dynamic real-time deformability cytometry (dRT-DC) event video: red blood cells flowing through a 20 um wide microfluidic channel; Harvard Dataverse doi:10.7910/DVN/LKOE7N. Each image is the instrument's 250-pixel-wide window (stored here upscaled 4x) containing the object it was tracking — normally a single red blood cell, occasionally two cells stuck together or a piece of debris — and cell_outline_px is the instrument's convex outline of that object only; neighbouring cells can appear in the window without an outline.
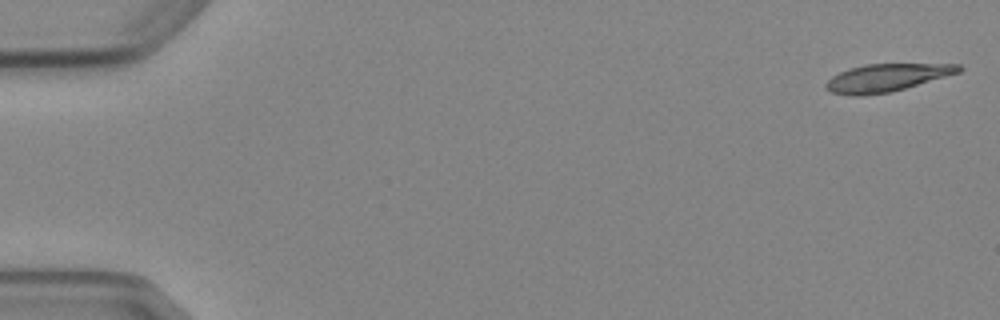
{"species": "Egyptian fruit bat (a non-hibernating species)", "species_latin": "Rousettus aegyptiacus", "temperature_condition": "cold", "stored_images_in_passage": 7, "camera_frame_rate_fps": 3000, "um_per_image_px": 0.085, "animal": {"sex": "female"}, "frame": {"image": 1, "passage_image": 1, "time_ms": 0.0, "image_size_px": [1000, 320], "cell_outline_px": [[964, 68], [960, 72], [904, 88], [888, 92], [860, 96], [852, 96], [832, 92], [824, 88], [824, 84], [832, 76], [848, 68], [864, 64], [960, 64]], "centroid_in_image_um": [75.33, 6.6], "position_along_channel_um": 9.7, "area_um2": 21.27}}
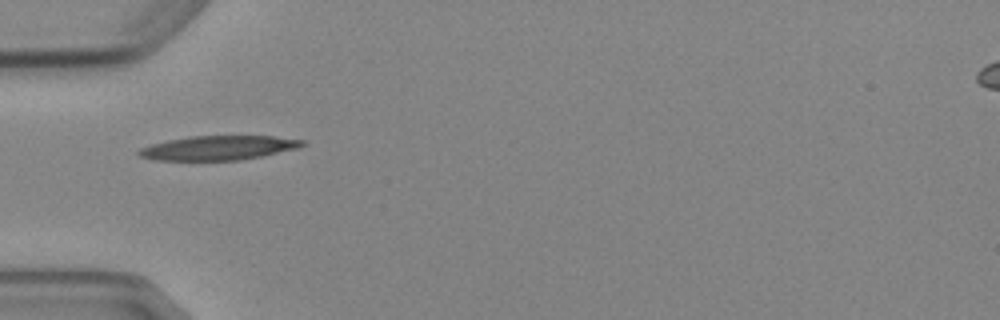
{"frame": {"image": 2, "passage_image": 5, "time_ms": 5.333, "image_size_px": [1000, 320], "cell_outline_px": [[304, 144], [300, 148], [240, 160], [152, 160], [140, 156], [136, 152], [140, 148], [152, 144], [168, 140], [188, 136], [272, 136], [304, 140]], "centroid_in_image_um": [18.54, 12.57], "position_along_channel_um": 66.5, "area_um2": 23.06}}
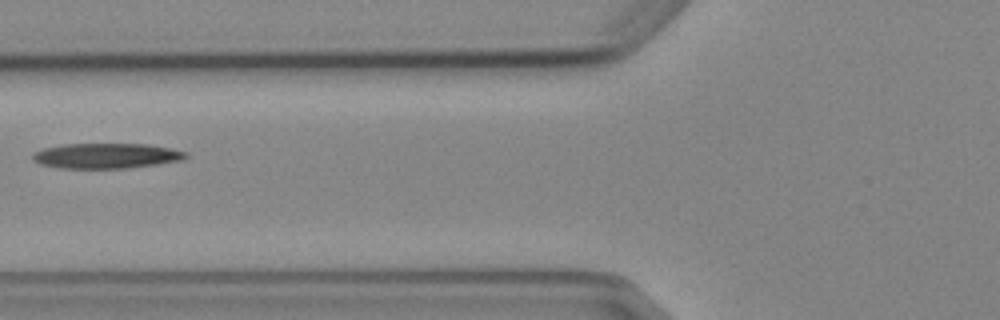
{"frame": {"image": 3, "passage_image": 6, "time_ms": 6.667, "image_size_px": [1000, 320], "cell_outline_px": [[188, 156], [180, 160], [156, 164], [128, 168], [60, 168], [40, 164], [32, 160], [32, 156], [36, 152], [44, 148], [64, 144], [148, 144], [188, 152]], "centroid_in_image_um": [9.02, 13.24], "position_along_channel_um": 116.8, "area_um2": 22.31}}